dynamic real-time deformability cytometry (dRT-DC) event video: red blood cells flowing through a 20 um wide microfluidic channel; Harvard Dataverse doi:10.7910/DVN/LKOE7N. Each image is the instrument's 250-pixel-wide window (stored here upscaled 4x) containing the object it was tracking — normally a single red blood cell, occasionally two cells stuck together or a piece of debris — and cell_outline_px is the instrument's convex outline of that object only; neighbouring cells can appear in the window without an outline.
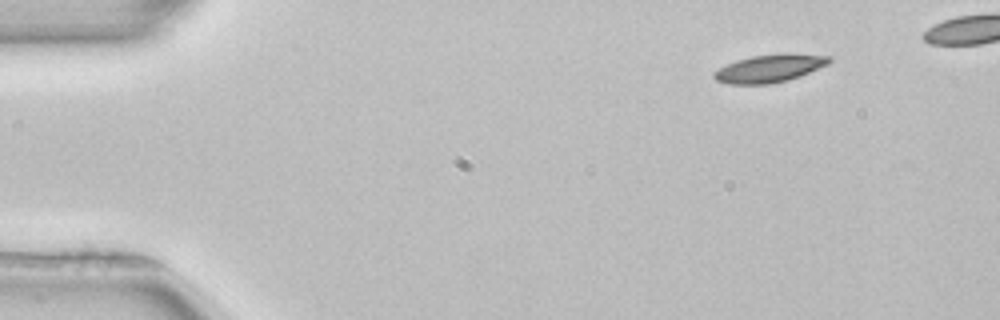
{"species": "common noctule bat (a hibernating species)", "species_latin": "Nyctalus noctula", "temperature_condition": "room temperature", "stored_images_in_passage": 8, "camera_frame_rate_fps": 3000, "um_per_image_px": 0.085, "animal": {"sex": "female", "body_mass_g": 22.7, "forearm_length_mm": 54.2}, "frame": {"image": 1, "passage_image": 1, "time_ms": 0.0, "image_size_px": [1000, 320], "cell_outline_px": [[832, 60], [828, 64], [800, 76], [788, 80], [768, 84], [728, 84], [716, 80], [712, 76], [712, 72], [736, 60], [752, 56], [784, 52], [788, 52], [832, 56]], "centroid_in_image_um": [65.44, 5.79], "position_along_channel_um": 19.6, "area_um2": 18.9}}